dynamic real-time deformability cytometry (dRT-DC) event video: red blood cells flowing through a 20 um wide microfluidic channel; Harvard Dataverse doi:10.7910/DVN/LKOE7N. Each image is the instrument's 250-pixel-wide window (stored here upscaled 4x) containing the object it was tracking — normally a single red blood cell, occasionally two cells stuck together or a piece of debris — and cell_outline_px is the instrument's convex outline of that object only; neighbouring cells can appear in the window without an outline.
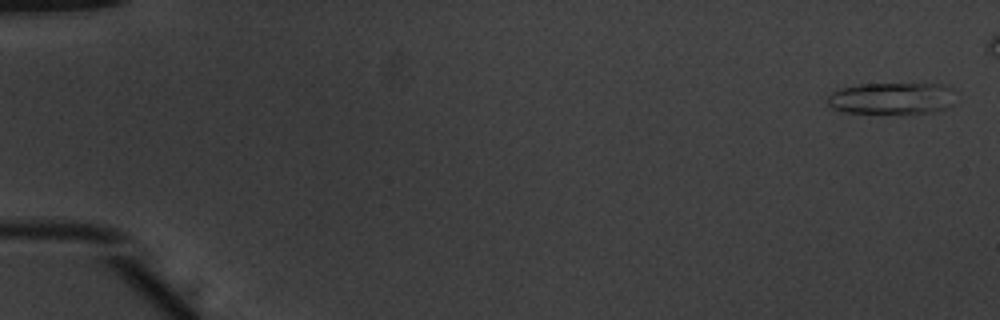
{"species": "common noctule bat (a hibernating species)", "species_latin": "Nyctalus noctula", "temperature_condition": "warm", "stored_images_in_passage": 48, "camera_frame_rate_fps": 3000, "um_per_image_px": 0.085, "animal": {"sex": "male", "body_mass_g": 20.1, "forearm_length_mm": 53.5}, "frame": {"image": 1, "passage_image": 2, "time_ms": 0.333, "image_size_px": [1000, 320], "cell_outline_px": [[960, 92], [952, 104], [944, 108], [932, 112], [848, 112], [832, 108], [828, 104], [828, 96], [832, 92], [840, 88], [860, 84], [936, 84], [952, 88]], "centroid_in_image_um": [75.86, 8.33], "position_along_channel_um": 9.1, "area_um2": 23.47}}
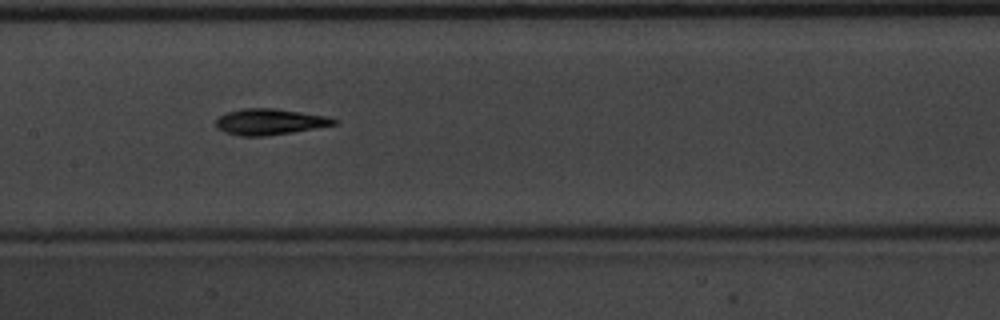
{"frame": {"image": 2, "passage_image": 27, "time_ms": 8.667, "image_size_px": [1000, 320], "cell_outline_px": [[340, 120], [336, 124], [292, 132], [264, 136], [240, 136], [224, 132], [216, 128], [216, 120], [220, 116], [228, 112], [240, 108], [272, 108], [328, 116]], "centroid_in_image_um": [22.91, 10.35], "position_along_channel_um": 184.5, "area_um2": 17.86}}
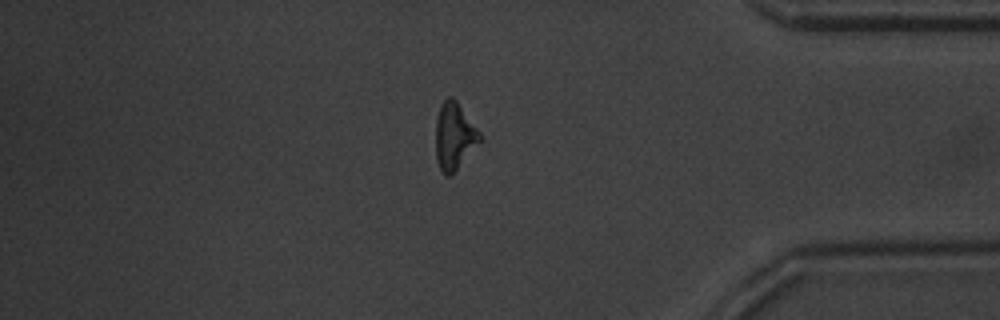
{"frame": {"image": 3, "passage_image": 45, "time_ms": 14.667, "image_size_px": [1000, 320], "cell_outline_px": [[480, 140], [452, 176], [448, 176], [440, 168], [436, 160], [436, 120], [440, 104], [448, 96], [452, 96], [456, 100], [480, 132]], "centroid_in_image_um": [38.59, 11.56], "position_along_channel_um": 396.6, "area_um2": 16.99}, "authors_computed_cell_mechanics": {"area_um2": 17.3111, "velocity_mm_per_s": 3.9382, "shape_relaxation_time_tau1_ms": 3.4701, "shape_relaxation_time_tau2_ms": 4.0364, "deformation_change_tau1": 0.1665, "deformation_change_tau2": 0.1556}}